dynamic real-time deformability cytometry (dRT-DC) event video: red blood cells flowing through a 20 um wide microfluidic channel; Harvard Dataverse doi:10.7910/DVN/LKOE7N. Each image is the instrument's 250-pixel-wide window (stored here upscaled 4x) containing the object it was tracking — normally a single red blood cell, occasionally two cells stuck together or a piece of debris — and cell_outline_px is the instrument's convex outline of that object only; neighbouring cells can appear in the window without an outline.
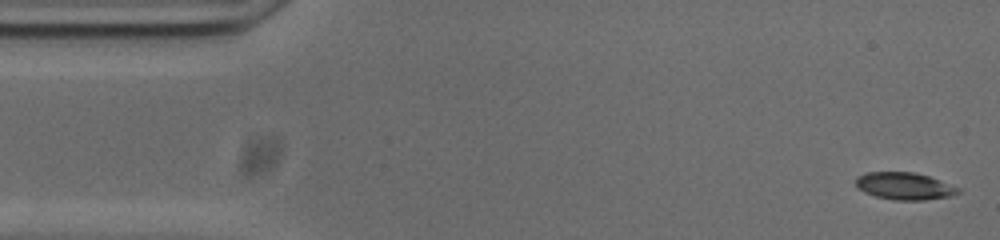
{"species": "common noctule bat (a hibernating species)", "species_latin": "Nyctalus noctula", "temperature_condition": "cold", "stored_images_in_passage": 53, "camera_frame_rate_fps": 3000, "um_per_image_px": 0.085, "animal": {"sex": "male", "body_mass_g": 20.0, "forearm_length_mm": 53.3}, "frame": {"image": 1, "passage_image": 1, "time_ms": 0.0, "image_size_px": [1000, 240], "cell_outline_px": [[960, 192], [952, 196], [924, 200], [892, 200], [876, 196], [864, 192], [856, 188], [856, 176], [868, 172], [912, 172], [928, 176], [960, 188]], "centroid_in_image_um": [76.85, 15.82], "position_along_channel_um": 8.1, "area_um2": 16.24}}
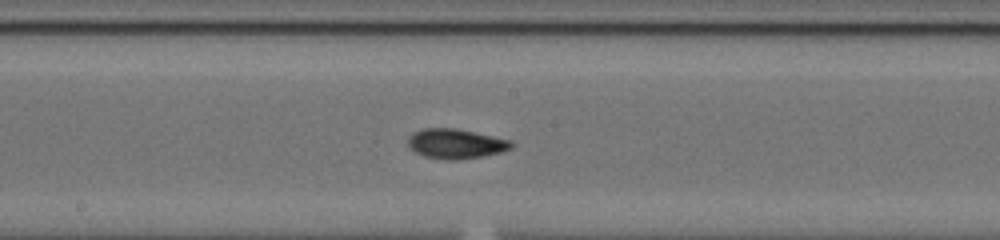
{"frame": {"image": 2, "passage_image": 26, "time_ms": 8.333, "image_size_px": [1000, 240], "cell_outline_px": [[512, 148], [500, 152], [484, 156], [456, 160], [444, 160], [424, 156], [416, 152], [408, 144], [408, 136], [412, 132], [424, 128], [456, 128], [512, 140]], "centroid_in_image_um": [38.73, 12.21], "position_along_channel_um": 209.5, "area_um2": 17.98}}
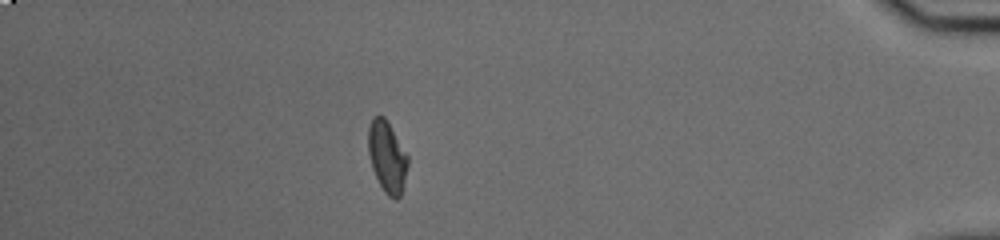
{"frame": {"image": 3, "passage_image": 46, "time_ms": 15.0, "image_size_px": [1000, 240], "cell_outline_px": [[408, 164], [400, 196], [396, 200], [388, 196], [384, 192], [372, 168], [368, 152], [368, 128], [372, 116], [384, 116], [408, 156]], "centroid_in_image_um": [32.88, 13.32], "position_along_channel_um": 402.3, "area_um2": 16.24}, "authors_computed_cell_mechanics": {"area_um2": 16.6464, "velocity_mm_per_s": 3.7384, "shape_relaxation_time_tau1_ms": 3.8068, "shape_relaxation_time_tau2_ms": 4.0453, "deformation_change_tau1": 0.1248, "deformation_change_tau2": 0.0804}}